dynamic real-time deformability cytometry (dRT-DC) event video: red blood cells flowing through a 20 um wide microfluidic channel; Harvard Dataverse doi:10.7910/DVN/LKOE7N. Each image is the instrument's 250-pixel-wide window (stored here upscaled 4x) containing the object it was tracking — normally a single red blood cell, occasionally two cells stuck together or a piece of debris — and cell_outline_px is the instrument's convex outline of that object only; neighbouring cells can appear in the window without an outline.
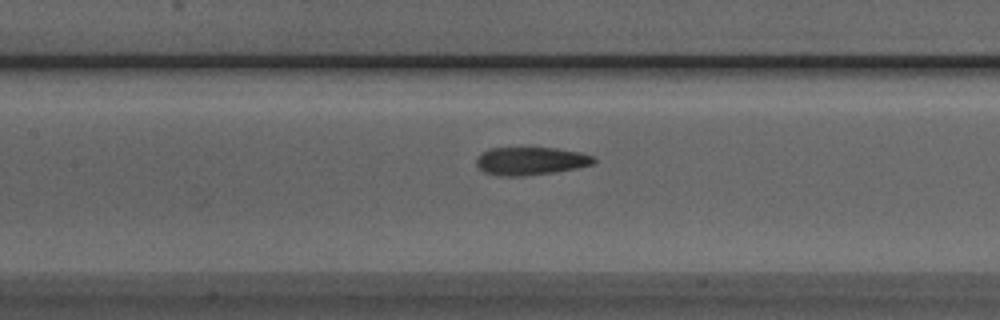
{"species": "Egyptian fruit bat (a non-hibernating species)", "species_latin": "Rousettus aegyptiacus", "temperature_condition": "room temperature", "stored_images_in_passage": 20, "camera_frame_rate_fps": 3000, "um_per_image_px": 0.085, "animal": {"sex": "male"}, "frame": {"image": 1, "passage_image": 8, "time_ms": 2.333, "image_size_px": [1000, 320], "cell_outline_px": [[596, 164], [556, 172], [524, 176], [496, 176], [484, 172], [476, 164], [476, 156], [480, 152], [492, 148], [556, 148], [580, 152], [592, 156], [596, 160]], "centroid_in_image_um": [45.09, 13.69], "position_along_channel_um": 162.3, "area_um2": 19.36}}
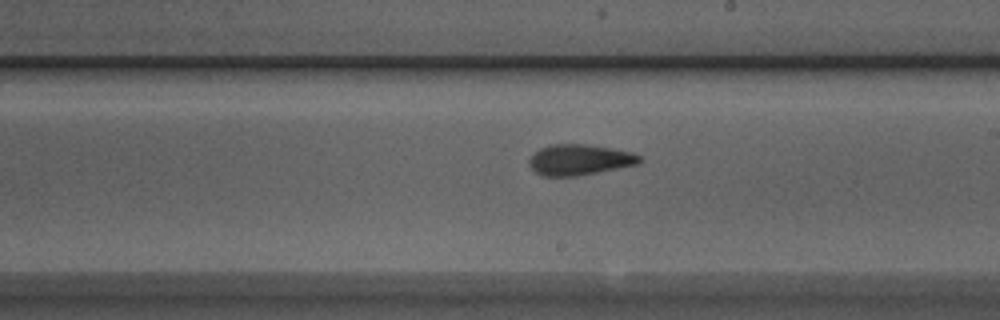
{"frame": {"image": 2, "passage_image": 14, "time_ms": 4.333, "image_size_px": [1000, 320], "cell_outline_px": [[644, 160], [640, 164], [576, 176], [540, 176], [528, 164], [528, 160], [540, 148], [548, 144], [588, 144], [612, 148], [632, 152], [640, 156]], "centroid_in_image_um": [49.28, 13.57], "position_along_channel_um": 239.7, "area_um2": 19.94}}
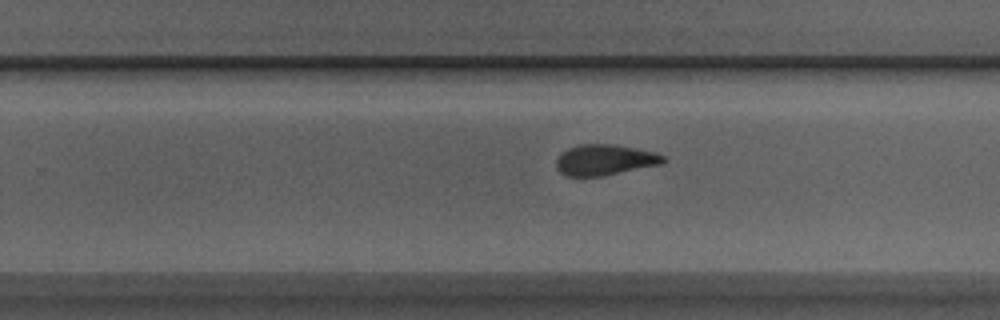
{"frame": {"image": 3, "passage_image": 17, "time_ms": 5.333, "image_size_px": [1000, 320], "cell_outline_px": [[668, 160], [660, 164], [604, 176], [568, 176], [560, 172], [556, 168], [556, 160], [568, 148], [580, 144], [612, 144], [636, 148], [656, 152], [664, 156]], "centroid_in_image_um": [51.43, 13.59], "position_along_channel_um": 278.4, "area_um2": 19.13}}